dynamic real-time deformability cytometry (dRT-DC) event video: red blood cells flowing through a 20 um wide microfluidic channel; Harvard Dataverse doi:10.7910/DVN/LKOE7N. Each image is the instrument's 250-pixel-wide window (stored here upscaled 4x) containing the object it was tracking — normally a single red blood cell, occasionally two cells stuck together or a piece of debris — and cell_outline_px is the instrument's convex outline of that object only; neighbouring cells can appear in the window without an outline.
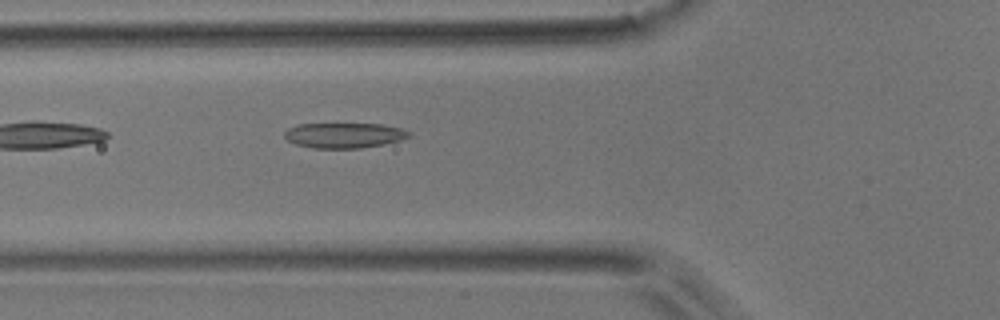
{"species": "common noctule bat (a hibernating species)", "species_latin": "Nyctalus noctula", "temperature_condition": "room temperature", "stored_images_in_passage": 6, "camera_frame_rate_fps": 3000, "um_per_image_px": 0.085, "animal": {"sex": "male", "body_mass_g": 17.9}, "frame": {"image": 1, "passage_image": 6, "time_ms": 5.667, "image_size_px": [1000, 320], "cell_outline_px": [[412, 136], [400, 140], [384, 144], [360, 148], [312, 148], [296, 144], [288, 140], [284, 136], [284, 132], [288, 128], [296, 124], [380, 124], [404, 128], [412, 132]], "centroid_in_image_um": [29.29, 11.5], "position_along_channel_um": 96.5, "area_um2": 18.44}}